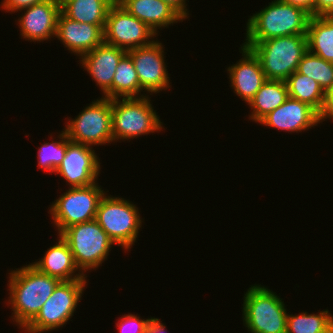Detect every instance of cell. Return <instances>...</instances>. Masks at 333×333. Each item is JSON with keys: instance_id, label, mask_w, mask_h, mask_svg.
Returning <instances> with one entry per match:
<instances>
[{"instance_id": "cell-21", "label": "cell", "mask_w": 333, "mask_h": 333, "mask_svg": "<svg viewBox=\"0 0 333 333\" xmlns=\"http://www.w3.org/2000/svg\"><path fill=\"white\" fill-rule=\"evenodd\" d=\"M61 12L68 18L80 23L99 25L105 28L106 18L112 0H58Z\"/></svg>"}, {"instance_id": "cell-35", "label": "cell", "mask_w": 333, "mask_h": 333, "mask_svg": "<svg viewBox=\"0 0 333 333\" xmlns=\"http://www.w3.org/2000/svg\"><path fill=\"white\" fill-rule=\"evenodd\" d=\"M165 325L161 323L159 318H152L149 322L148 331L146 333H166Z\"/></svg>"}, {"instance_id": "cell-7", "label": "cell", "mask_w": 333, "mask_h": 333, "mask_svg": "<svg viewBox=\"0 0 333 333\" xmlns=\"http://www.w3.org/2000/svg\"><path fill=\"white\" fill-rule=\"evenodd\" d=\"M105 195L99 202L95 220L115 244L129 250L142 224L138 208L129 200Z\"/></svg>"}, {"instance_id": "cell-29", "label": "cell", "mask_w": 333, "mask_h": 333, "mask_svg": "<svg viewBox=\"0 0 333 333\" xmlns=\"http://www.w3.org/2000/svg\"><path fill=\"white\" fill-rule=\"evenodd\" d=\"M151 318L140 319L139 316L128 314L121 316V319L116 324L119 333H146L148 331V326Z\"/></svg>"}, {"instance_id": "cell-3", "label": "cell", "mask_w": 333, "mask_h": 333, "mask_svg": "<svg viewBox=\"0 0 333 333\" xmlns=\"http://www.w3.org/2000/svg\"><path fill=\"white\" fill-rule=\"evenodd\" d=\"M259 59L266 79L286 81L297 71L308 51L306 35L274 37L259 43H243Z\"/></svg>"}, {"instance_id": "cell-6", "label": "cell", "mask_w": 333, "mask_h": 333, "mask_svg": "<svg viewBox=\"0 0 333 333\" xmlns=\"http://www.w3.org/2000/svg\"><path fill=\"white\" fill-rule=\"evenodd\" d=\"M60 236L67 242L80 272L98 268L115 244L94 219L66 228Z\"/></svg>"}, {"instance_id": "cell-11", "label": "cell", "mask_w": 333, "mask_h": 333, "mask_svg": "<svg viewBox=\"0 0 333 333\" xmlns=\"http://www.w3.org/2000/svg\"><path fill=\"white\" fill-rule=\"evenodd\" d=\"M103 32L104 43L126 51L150 45L154 40L149 38L156 37L144 22L115 4L109 9Z\"/></svg>"}, {"instance_id": "cell-32", "label": "cell", "mask_w": 333, "mask_h": 333, "mask_svg": "<svg viewBox=\"0 0 333 333\" xmlns=\"http://www.w3.org/2000/svg\"><path fill=\"white\" fill-rule=\"evenodd\" d=\"M332 118L333 119V84L332 86L326 91L325 95V104L323 109V120Z\"/></svg>"}, {"instance_id": "cell-16", "label": "cell", "mask_w": 333, "mask_h": 333, "mask_svg": "<svg viewBox=\"0 0 333 333\" xmlns=\"http://www.w3.org/2000/svg\"><path fill=\"white\" fill-rule=\"evenodd\" d=\"M126 53L127 51L122 48L103 42L80 57L82 66L101 87V91H103L106 98L112 99V82L116 67Z\"/></svg>"}, {"instance_id": "cell-27", "label": "cell", "mask_w": 333, "mask_h": 333, "mask_svg": "<svg viewBox=\"0 0 333 333\" xmlns=\"http://www.w3.org/2000/svg\"><path fill=\"white\" fill-rule=\"evenodd\" d=\"M297 72L314 79L326 92L333 84V63L307 51L298 64Z\"/></svg>"}, {"instance_id": "cell-14", "label": "cell", "mask_w": 333, "mask_h": 333, "mask_svg": "<svg viewBox=\"0 0 333 333\" xmlns=\"http://www.w3.org/2000/svg\"><path fill=\"white\" fill-rule=\"evenodd\" d=\"M22 10L26 11L18 19V24L24 39L41 42L56 36L57 19L61 12L58 0H45Z\"/></svg>"}, {"instance_id": "cell-19", "label": "cell", "mask_w": 333, "mask_h": 333, "mask_svg": "<svg viewBox=\"0 0 333 333\" xmlns=\"http://www.w3.org/2000/svg\"><path fill=\"white\" fill-rule=\"evenodd\" d=\"M58 243L50 247L43 258L38 262L31 263L40 272L59 279L60 281H71L85 279L83 273L74 274L80 271L76 266L73 254L67 242L60 236Z\"/></svg>"}, {"instance_id": "cell-20", "label": "cell", "mask_w": 333, "mask_h": 333, "mask_svg": "<svg viewBox=\"0 0 333 333\" xmlns=\"http://www.w3.org/2000/svg\"><path fill=\"white\" fill-rule=\"evenodd\" d=\"M121 6L144 22L156 35L157 29L184 20L162 0H126Z\"/></svg>"}, {"instance_id": "cell-34", "label": "cell", "mask_w": 333, "mask_h": 333, "mask_svg": "<svg viewBox=\"0 0 333 333\" xmlns=\"http://www.w3.org/2000/svg\"><path fill=\"white\" fill-rule=\"evenodd\" d=\"M284 3L291 4L292 6H297L304 9L311 16H314V5L315 0H281Z\"/></svg>"}, {"instance_id": "cell-2", "label": "cell", "mask_w": 333, "mask_h": 333, "mask_svg": "<svg viewBox=\"0 0 333 333\" xmlns=\"http://www.w3.org/2000/svg\"><path fill=\"white\" fill-rule=\"evenodd\" d=\"M310 17L300 7L274 0L248 19L244 43H259L281 36L306 35Z\"/></svg>"}, {"instance_id": "cell-1", "label": "cell", "mask_w": 333, "mask_h": 333, "mask_svg": "<svg viewBox=\"0 0 333 333\" xmlns=\"http://www.w3.org/2000/svg\"><path fill=\"white\" fill-rule=\"evenodd\" d=\"M10 297L8 304L13 311V322L24 328L40 311L52 295L59 279L40 272L32 264L9 273Z\"/></svg>"}, {"instance_id": "cell-33", "label": "cell", "mask_w": 333, "mask_h": 333, "mask_svg": "<svg viewBox=\"0 0 333 333\" xmlns=\"http://www.w3.org/2000/svg\"><path fill=\"white\" fill-rule=\"evenodd\" d=\"M172 7L184 20L188 18L186 0H162Z\"/></svg>"}, {"instance_id": "cell-9", "label": "cell", "mask_w": 333, "mask_h": 333, "mask_svg": "<svg viewBox=\"0 0 333 333\" xmlns=\"http://www.w3.org/2000/svg\"><path fill=\"white\" fill-rule=\"evenodd\" d=\"M105 191L96 183L85 187H70L50 207L58 235L75 224L96 218L99 202Z\"/></svg>"}, {"instance_id": "cell-12", "label": "cell", "mask_w": 333, "mask_h": 333, "mask_svg": "<svg viewBox=\"0 0 333 333\" xmlns=\"http://www.w3.org/2000/svg\"><path fill=\"white\" fill-rule=\"evenodd\" d=\"M163 49L162 44L154 40L150 45L127 51L139 78L140 95L143 90L159 93L170 87Z\"/></svg>"}, {"instance_id": "cell-18", "label": "cell", "mask_w": 333, "mask_h": 333, "mask_svg": "<svg viewBox=\"0 0 333 333\" xmlns=\"http://www.w3.org/2000/svg\"><path fill=\"white\" fill-rule=\"evenodd\" d=\"M241 50L243 58L227 71L234 93L249 103L267 79L257 56L245 46H241Z\"/></svg>"}, {"instance_id": "cell-17", "label": "cell", "mask_w": 333, "mask_h": 333, "mask_svg": "<svg viewBox=\"0 0 333 333\" xmlns=\"http://www.w3.org/2000/svg\"><path fill=\"white\" fill-rule=\"evenodd\" d=\"M56 37L64 46L82 56L104 42V32L99 25L80 23L60 12L57 19Z\"/></svg>"}, {"instance_id": "cell-31", "label": "cell", "mask_w": 333, "mask_h": 333, "mask_svg": "<svg viewBox=\"0 0 333 333\" xmlns=\"http://www.w3.org/2000/svg\"><path fill=\"white\" fill-rule=\"evenodd\" d=\"M314 16H333V0H315Z\"/></svg>"}, {"instance_id": "cell-15", "label": "cell", "mask_w": 333, "mask_h": 333, "mask_svg": "<svg viewBox=\"0 0 333 333\" xmlns=\"http://www.w3.org/2000/svg\"><path fill=\"white\" fill-rule=\"evenodd\" d=\"M321 122V116L312 107L288 97L281 106L266 115L259 123L281 131L298 133Z\"/></svg>"}, {"instance_id": "cell-26", "label": "cell", "mask_w": 333, "mask_h": 333, "mask_svg": "<svg viewBox=\"0 0 333 333\" xmlns=\"http://www.w3.org/2000/svg\"><path fill=\"white\" fill-rule=\"evenodd\" d=\"M286 333H333V316L328 310L319 314H287Z\"/></svg>"}, {"instance_id": "cell-36", "label": "cell", "mask_w": 333, "mask_h": 333, "mask_svg": "<svg viewBox=\"0 0 333 333\" xmlns=\"http://www.w3.org/2000/svg\"><path fill=\"white\" fill-rule=\"evenodd\" d=\"M126 0H112L115 5H122Z\"/></svg>"}, {"instance_id": "cell-28", "label": "cell", "mask_w": 333, "mask_h": 333, "mask_svg": "<svg viewBox=\"0 0 333 333\" xmlns=\"http://www.w3.org/2000/svg\"><path fill=\"white\" fill-rule=\"evenodd\" d=\"M60 140L51 143H44L38 151V166L50 173H55V170L64 159L65 152L68 146V137L65 131H62L58 136ZM62 139V140H61Z\"/></svg>"}, {"instance_id": "cell-4", "label": "cell", "mask_w": 333, "mask_h": 333, "mask_svg": "<svg viewBox=\"0 0 333 333\" xmlns=\"http://www.w3.org/2000/svg\"><path fill=\"white\" fill-rule=\"evenodd\" d=\"M242 306L243 324L251 333H286L287 309L272 290L261 285L251 286Z\"/></svg>"}, {"instance_id": "cell-22", "label": "cell", "mask_w": 333, "mask_h": 333, "mask_svg": "<svg viewBox=\"0 0 333 333\" xmlns=\"http://www.w3.org/2000/svg\"><path fill=\"white\" fill-rule=\"evenodd\" d=\"M289 97L285 81L267 79L248 105L253 108L249 118L260 122L266 115L281 106Z\"/></svg>"}, {"instance_id": "cell-25", "label": "cell", "mask_w": 333, "mask_h": 333, "mask_svg": "<svg viewBox=\"0 0 333 333\" xmlns=\"http://www.w3.org/2000/svg\"><path fill=\"white\" fill-rule=\"evenodd\" d=\"M140 83L131 56L126 53L116 67L112 82V99L139 97ZM136 95V96H135Z\"/></svg>"}, {"instance_id": "cell-30", "label": "cell", "mask_w": 333, "mask_h": 333, "mask_svg": "<svg viewBox=\"0 0 333 333\" xmlns=\"http://www.w3.org/2000/svg\"><path fill=\"white\" fill-rule=\"evenodd\" d=\"M43 1L45 0H3L0 6H2L3 10H8V12H16Z\"/></svg>"}, {"instance_id": "cell-24", "label": "cell", "mask_w": 333, "mask_h": 333, "mask_svg": "<svg viewBox=\"0 0 333 333\" xmlns=\"http://www.w3.org/2000/svg\"><path fill=\"white\" fill-rule=\"evenodd\" d=\"M288 95L312 107L323 121V109L326 92L318 82L295 71L286 79Z\"/></svg>"}, {"instance_id": "cell-10", "label": "cell", "mask_w": 333, "mask_h": 333, "mask_svg": "<svg viewBox=\"0 0 333 333\" xmlns=\"http://www.w3.org/2000/svg\"><path fill=\"white\" fill-rule=\"evenodd\" d=\"M112 99L101 97L67 122L63 129L73 142L87 146L113 142Z\"/></svg>"}, {"instance_id": "cell-23", "label": "cell", "mask_w": 333, "mask_h": 333, "mask_svg": "<svg viewBox=\"0 0 333 333\" xmlns=\"http://www.w3.org/2000/svg\"><path fill=\"white\" fill-rule=\"evenodd\" d=\"M306 36L308 51L333 63V16H311Z\"/></svg>"}, {"instance_id": "cell-13", "label": "cell", "mask_w": 333, "mask_h": 333, "mask_svg": "<svg viewBox=\"0 0 333 333\" xmlns=\"http://www.w3.org/2000/svg\"><path fill=\"white\" fill-rule=\"evenodd\" d=\"M91 146L76 143L68 139L64 159L55 170L70 187H85L96 183L100 162Z\"/></svg>"}, {"instance_id": "cell-5", "label": "cell", "mask_w": 333, "mask_h": 333, "mask_svg": "<svg viewBox=\"0 0 333 333\" xmlns=\"http://www.w3.org/2000/svg\"><path fill=\"white\" fill-rule=\"evenodd\" d=\"M148 96L122 98V101L112 99L113 141L134 139L162 130L163 124Z\"/></svg>"}, {"instance_id": "cell-8", "label": "cell", "mask_w": 333, "mask_h": 333, "mask_svg": "<svg viewBox=\"0 0 333 333\" xmlns=\"http://www.w3.org/2000/svg\"><path fill=\"white\" fill-rule=\"evenodd\" d=\"M86 283L85 279L61 281L23 330L28 333H42L63 327L74 315Z\"/></svg>"}]
</instances>
